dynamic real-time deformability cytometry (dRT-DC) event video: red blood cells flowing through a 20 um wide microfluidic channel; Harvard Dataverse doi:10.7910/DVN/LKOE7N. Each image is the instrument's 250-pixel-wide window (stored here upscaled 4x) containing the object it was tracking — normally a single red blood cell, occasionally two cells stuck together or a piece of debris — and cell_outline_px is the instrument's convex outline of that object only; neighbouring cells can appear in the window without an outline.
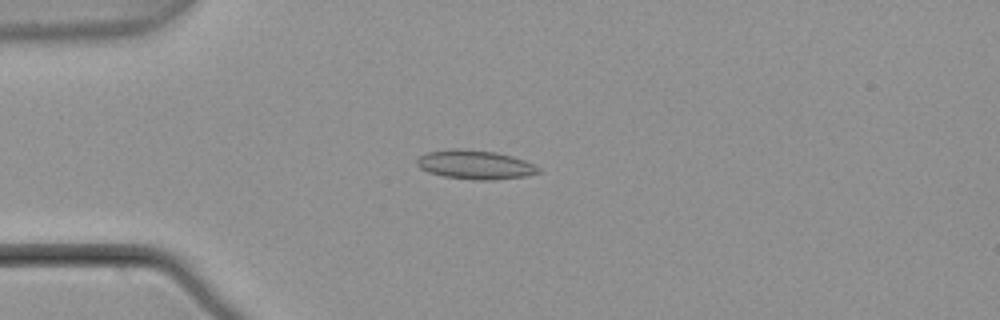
{"species": "common noctule bat (a hibernating species)", "species_latin": "Nyctalus noctula", "temperature_condition": "warm", "stored_images_in_passage": 6, "camera_frame_rate_fps": 3000, "um_per_image_px": 0.085, "animal": {"sex": "male", "body_mass_g": 21.5, "forearm_length_mm": 52.0}, "frame": {"image": 1, "passage_image": 4, "time_ms": 1.0, "image_size_px": [1000, 320], "cell_outline_px": [[540, 172], [524, 176], [492, 180], [476, 180], [444, 176], [428, 172], [420, 168], [416, 164], [416, 160], [420, 156], [428, 152], [452, 148], [464, 148], [496, 152], [512, 156], [524, 160], [540, 168]], "centroid_in_image_um": [40.36, 13.99], "position_along_channel_um": 44.6, "area_um2": 20.52}}
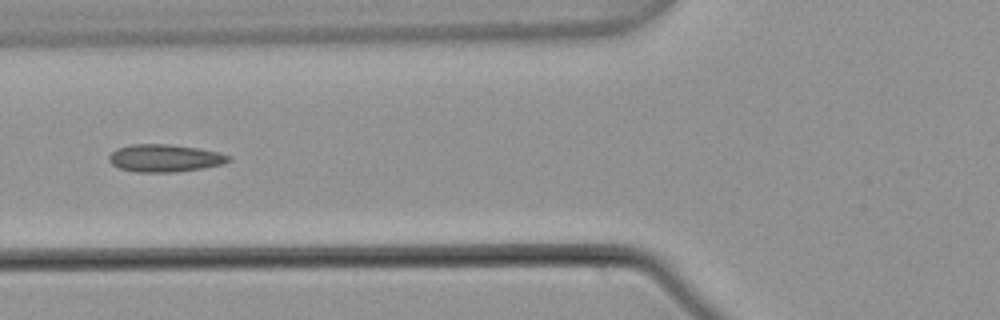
{"frame": {"image": 2, "passage_image": 6, "time_ms": 1.667, "image_size_px": [1000, 320], "cell_outline_px": [[232, 160], [224, 164], [204, 168], [176, 172], [136, 172], [120, 168], [112, 164], [108, 160], [108, 156], [116, 148], [132, 144], [168, 144], [196, 148], [220, 152], [232, 156]], "centroid_in_image_um": [14.04, 13.44], "position_along_channel_um": 111.8, "area_um2": 19.36}}